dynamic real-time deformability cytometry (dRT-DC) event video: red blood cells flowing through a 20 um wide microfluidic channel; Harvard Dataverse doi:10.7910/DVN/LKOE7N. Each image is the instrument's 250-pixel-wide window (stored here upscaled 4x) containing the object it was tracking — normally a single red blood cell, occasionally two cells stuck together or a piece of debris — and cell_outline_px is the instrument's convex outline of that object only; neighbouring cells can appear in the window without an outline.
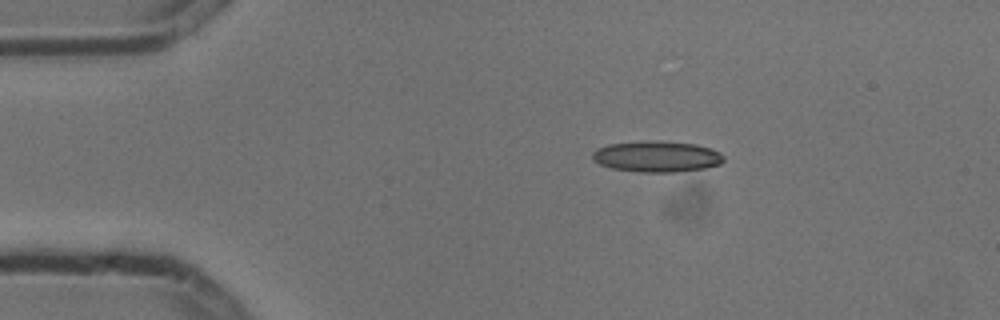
{"species": "common noctule bat (a hibernating species)", "species_latin": "Nyctalus noctula", "temperature_condition": "cold", "stored_images_in_passage": 8, "camera_frame_rate_fps": 3000, "um_per_image_px": 0.085, "animal": {"sex": "male", "body_mass_g": 13.3}, "frame": {"image": 1, "passage_image": 1, "time_ms": 0.0, "image_size_px": [1000, 320], "cell_outline_px": [[724, 160], [720, 164], [704, 168], [676, 172], [640, 172], [612, 168], [600, 164], [592, 160], [592, 152], [596, 148], [608, 144], [644, 140], [656, 140], [696, 144], [712, 148], [720, 152], [724, 156]], "centroid_in_image_um": [55.82, 13.29], "position_along_channel_um": 29.2, "area_um2": 24.04}}
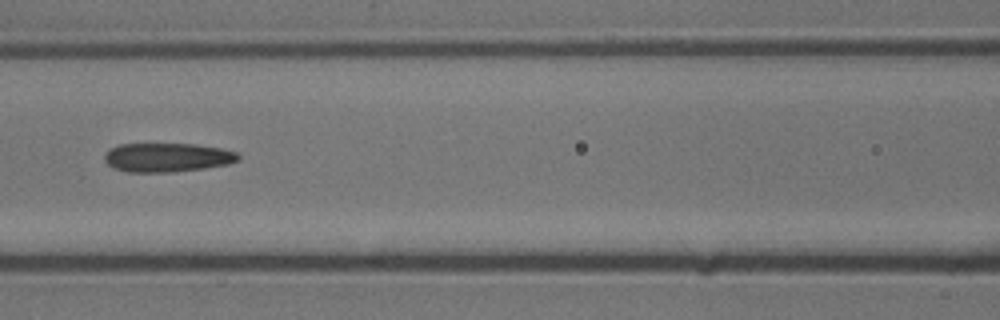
{"frame": {"image": 2, "passage_image": 5, "time_ms": 1.333, "image_size_px": [1000, 320], "cell_outline_px": [[240, 160], [228, 164], [204, 168], [172, 172], [128, 172], [112, 168], [104, 160], [104, 156], [112, 148], [120, 144], [196, 144], [220, 148], [236, 152], [240, 156]], "centroid_in_image_um": [14.23, 13.39], "position_along_channel_um": 152.4, "area_um2": 22.54}}
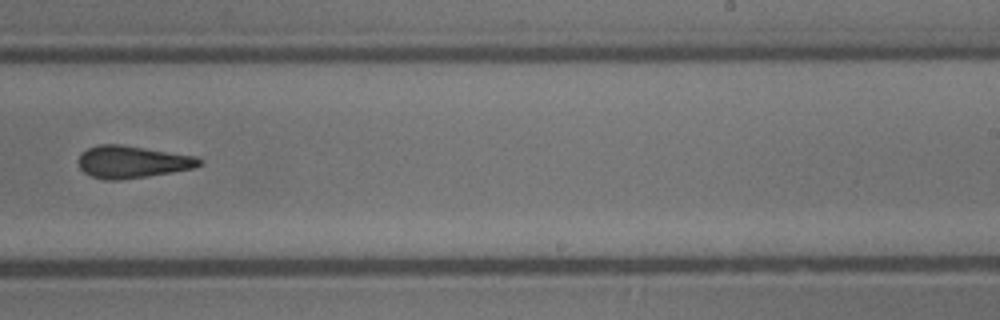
{"frame": {"image": 3, "passage_image": 8, "time_ms": 2.333, "image_size_px": [1000, 320], "cell_outline_px": [[204, 164], [196, 168], [148, 176], [120, 180], [104, 180], [92, 176], [84, 172], [80, 168], [80, 156], [88, 148], [100, 144], [120, 144], [196, 156], [204, 160]], "centroid_in_image_um": [11.32, 13.77], "position_along_channel_um": 277.7, "area_um2": 22.72}}